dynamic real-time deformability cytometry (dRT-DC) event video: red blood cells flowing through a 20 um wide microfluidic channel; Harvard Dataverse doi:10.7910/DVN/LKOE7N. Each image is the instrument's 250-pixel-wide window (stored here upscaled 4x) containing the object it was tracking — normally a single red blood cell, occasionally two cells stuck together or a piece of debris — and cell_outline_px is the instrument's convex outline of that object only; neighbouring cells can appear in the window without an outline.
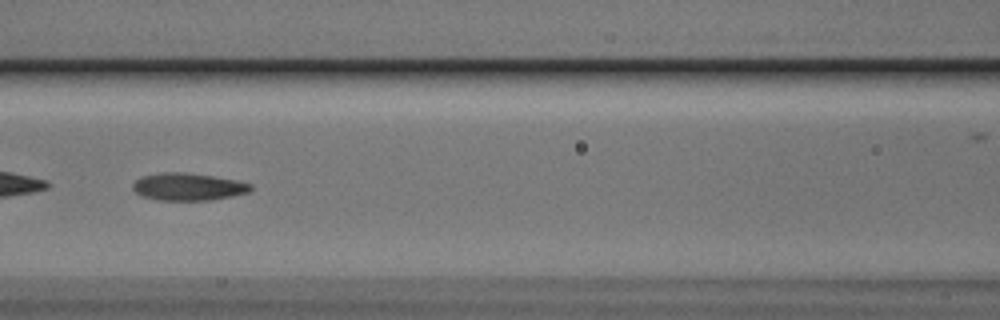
{"species": "Egyptian fruit bat (a non-hibernating species)", "species_latin": "Rousettus aegyptiacus", "temperature_condition": "cold", "stored_images_in_passage": 55, "camera_frame_rate_fps": 3000, "um_per_image_px": 0.085, "animal": {"sex": "male"}, "frame": {"image": 1, "passage_image": 24, "time_ms": 7.667, "image_size_px": [1000, 320], "cell_outline_px": [[252, 188], [248, 192], [232, 196], [212, 200], [160, 200], [144, 196], [136, 192], [132, 188], [132, 184], [140, 176], [160, 172], [184, 172], [212, 176], [236, 180], [252, 184]], "centroid_in_image_um": [15.98, 15.86], "position_along_channel_um": 150.6, "area_um2": 18.79}}
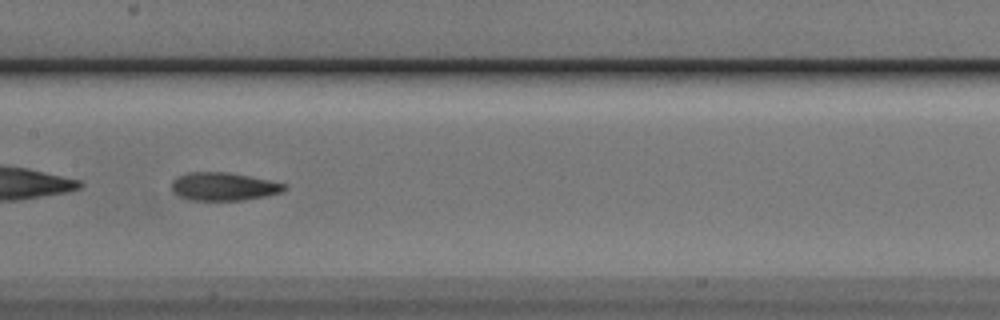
{"frame": {"image": 2, "passage_image": 27, "time_ms": 8.667, "image_size_px": [1000, 320], "cell_outline_px": [[288, 188], [280, 192], [268, 196], [244, 200], [188, 200], [172, 192], [172, 180], [176, 176], [188, 172], [224, 172], [248, 176], [288, 184]], "centroid_in_image_um": [18.99, 15.86], "position_along_channel_um": 188.4, "area_um2": 18.55}}
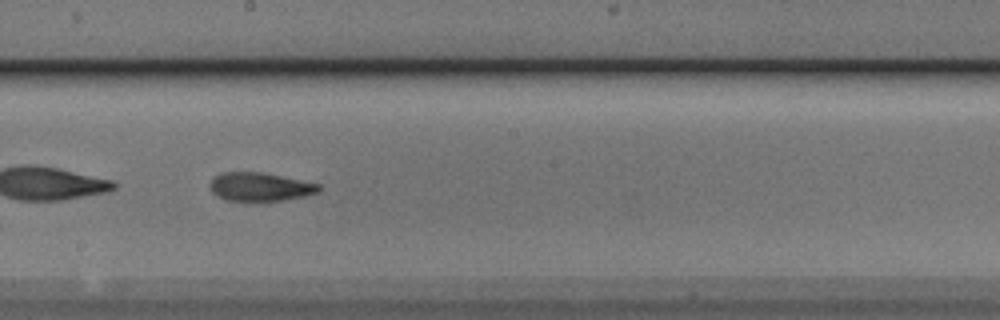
{"frame": {"image": 3, "passage_image": 30, "time_ms": 9.667, "image_size_px": [1000, 320], "cell_outline_px": [[320, 192], [304, 196], [284, 200], [252, 204], [224, 200], [216, 196], [212, 192], [208, 184], [220, 172], [260, 172], [320, 184]], "centroid_in_image_um": [22.05, 15.93], "position_along_channel_um": 226.2, "area_um2": 18.79}, "authors_computed_cell_mechanics": {"area_um2": 18.6694, "velocity_mm_per_s": 3.7905, "shape_relaxation_time_tau1_ms": 4.2439, "shape_relaxation_time_tau2_ms": 2.2344, "deformation_change_tau1": 0.1417, "deformation_change_tau2": 0.0887}}